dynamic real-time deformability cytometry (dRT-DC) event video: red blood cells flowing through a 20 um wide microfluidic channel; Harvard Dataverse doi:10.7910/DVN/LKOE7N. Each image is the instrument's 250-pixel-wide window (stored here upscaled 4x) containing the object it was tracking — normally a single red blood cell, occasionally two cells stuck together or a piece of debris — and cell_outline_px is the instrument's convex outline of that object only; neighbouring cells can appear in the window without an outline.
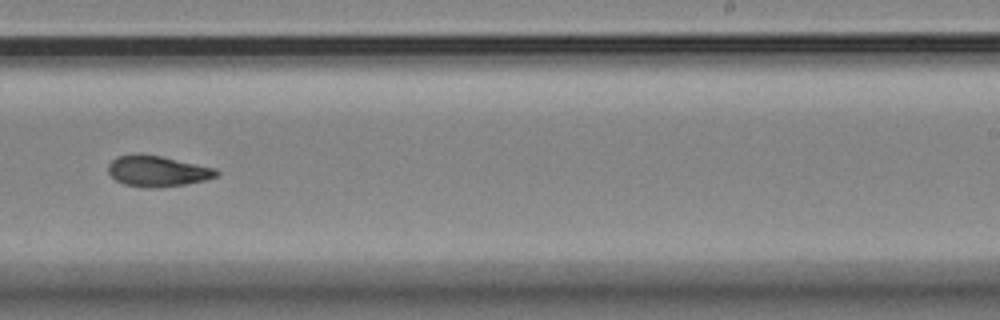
{"species": "Egyptian fruit bat (a non-hibernating species)", "species_latin": "Rousettus aegyptiacus", "temperature_condition": "room temperature", "stored_images_in_passage": 16, "camera_frame_rate_fps": 3000, "um_per_image_px": 0.085, "animal": {"sex": "female"}, "frame": {"image": 1, "passage_image": 10, "time_ms": 10.333, "image_size_px": [1000, 320], "cell_outline_px": [[220, 172], [216, 176], [204, 180], [184, 184], [152, 188], [148, 188], [124, 184], [116, 180], [108, 172], [108, 164], [116, 156], [136, 152], [160, 156], [216, 168]], "centroid_in_image_um": [13.34, 14.52], "position_along_channel_um": 275.7, "area_um2": 19.48}}
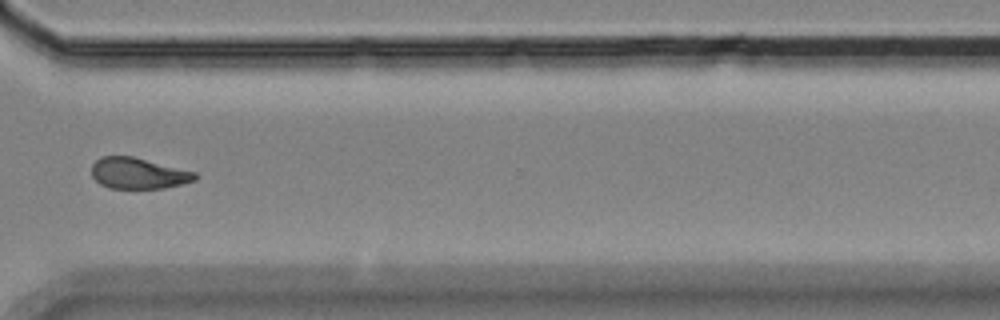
{"frame": {"image": 2, "passage_image": 12, "time_ms": 12.667, "image_size_px": [1000, 320], "cell_outline_px": [[200, 176], [196, 180], [164, 188], [108, 188], [100, 184], [92, 176], [92, 164], [100, 156], [132, 156], [196, 172]], "centroid_in_image_um": [11.76, 14.73], "position_along_channel_um": 358.8, "area_um2": 18.73}}
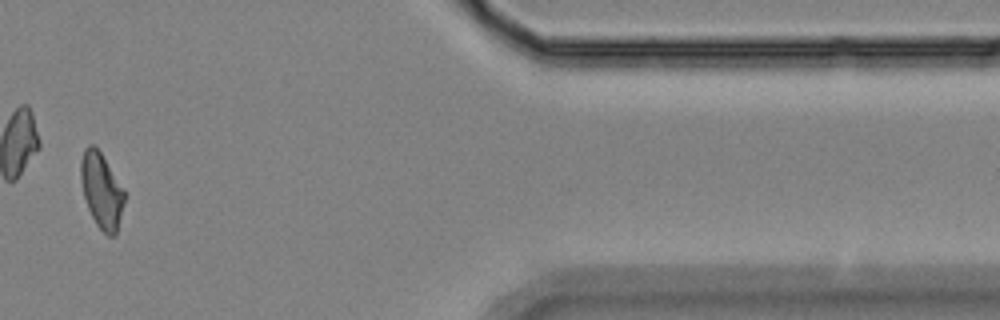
{"frame": {"image": 3, "passage_image": 14, "time_ms": 15.0, "image_size_px": [1000, 320], "cell_outline_px": [[124, 204], [116, 236], [108, 236], [96, 224], [88, 208], [84, 196], [80, 180], [80, 160], [84, 148], [88, 144], [92, 144], [100, 152], [124, 188]], "centroid_in_image_um": [8.62, 16.19], "position_along_channel_um": 402.8, "area_um2": 19.19}, "authors_computed_cell_mechanics": {"area_um2": 19.5075, "velocity_mm_per_s": 3.5678, "shape_relaxation_time_tau1_ms": 3.2382, "shape_relaxation_time_tau2_ms": null, "deformation_change_tau1": 0.1354, "deformation_change_tau2": null}}